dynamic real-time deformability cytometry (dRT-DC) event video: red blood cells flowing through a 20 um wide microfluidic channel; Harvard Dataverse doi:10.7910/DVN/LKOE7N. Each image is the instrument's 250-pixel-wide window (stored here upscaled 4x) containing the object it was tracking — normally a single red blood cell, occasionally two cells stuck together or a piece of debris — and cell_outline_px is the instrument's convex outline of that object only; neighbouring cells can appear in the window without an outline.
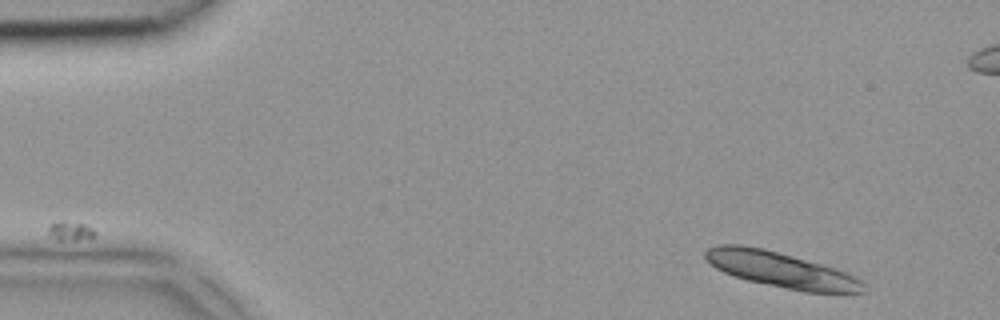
{"species": "common noctule bat (a hibernating species)", "species_latin": "Nyctalus noctula", "temperature_condition": "room temperature", "stored_images_in_passage": 6, "camera_frame_rate_fps": 3000, "um_per_image_px": 0.085, "animal": {"sex": "female", "body_mass_g": 18.4}, "frame": {"image": 1, "passage_image": 1, "time_ms": 0.0, "image_size_px": [1000, 320], "cell_outline_px": [[864, 292], [804, 292], [748, 280], [724, 272], [716, 268], [704, 256], [704, 252], [708, 248], [720, 244], [740, 244], [764, 248], [820, 264], [844, 272], [860, 280], [864, 284]], "centroid_in_image_um": [66.32, 22.92], "position_along_channel_um": 18.7, "area_um2": 31.91}}